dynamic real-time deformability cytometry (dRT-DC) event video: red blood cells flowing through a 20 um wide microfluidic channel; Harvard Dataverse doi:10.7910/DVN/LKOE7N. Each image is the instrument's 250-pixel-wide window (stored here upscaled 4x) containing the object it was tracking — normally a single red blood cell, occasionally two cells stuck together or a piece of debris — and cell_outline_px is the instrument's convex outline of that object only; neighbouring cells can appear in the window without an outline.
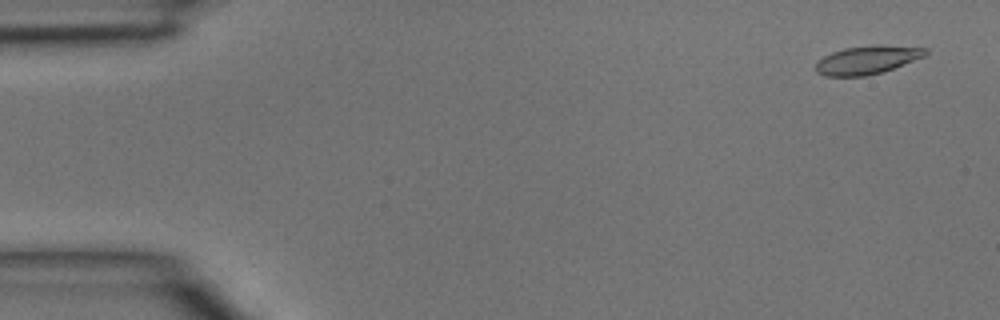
{"species": "common noctule bat (a hibernating species)", "species_latin": "Nyctalus noctula", "temperature_condition": "room temperature", "stored_images_in_passage": 4, "camera_frame_rate_fps": 3000, "um_per_image_px": 0.085, "animal": {"sex": "male", "body_mass_g": 15.6}, "frame": {"image": 1, "passage_image": 1, "time_ms": 0.0, "image_size_px": [1000, 320], "cell_outline_px": [[928, 52], [924, 56], [884, 72], [864, 76], [824, 76], [816, 72], [816, 64], [824, 56], [832, 52], [844, 48], [928, 48]], "centroid_in_image_um": [73.63, 5.17], "position_along_channel_um": 11.4, "area_um2": 16.94}}
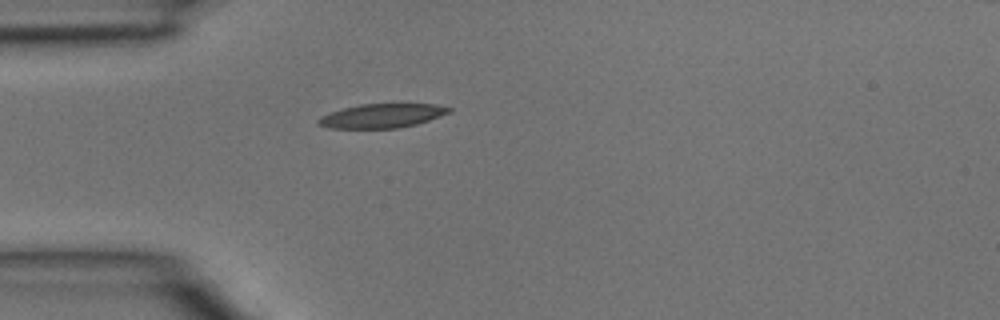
{"frame": {"image": 2, "passage_image": 4, "time_ms": 1.0, "image_size_px": [1000, 320], "cell_outline_px": [[452, 112], [416, 124], [396, 128], [328, 128], [316, 124], [316, 120], [320, 116], [344, 108], [360, 104], [436, 104], [452, 108]], "centroid_in_image_um": [32.45, 9.84], "position_along_channel_um": 52.5, "area_um2": 18.26}}